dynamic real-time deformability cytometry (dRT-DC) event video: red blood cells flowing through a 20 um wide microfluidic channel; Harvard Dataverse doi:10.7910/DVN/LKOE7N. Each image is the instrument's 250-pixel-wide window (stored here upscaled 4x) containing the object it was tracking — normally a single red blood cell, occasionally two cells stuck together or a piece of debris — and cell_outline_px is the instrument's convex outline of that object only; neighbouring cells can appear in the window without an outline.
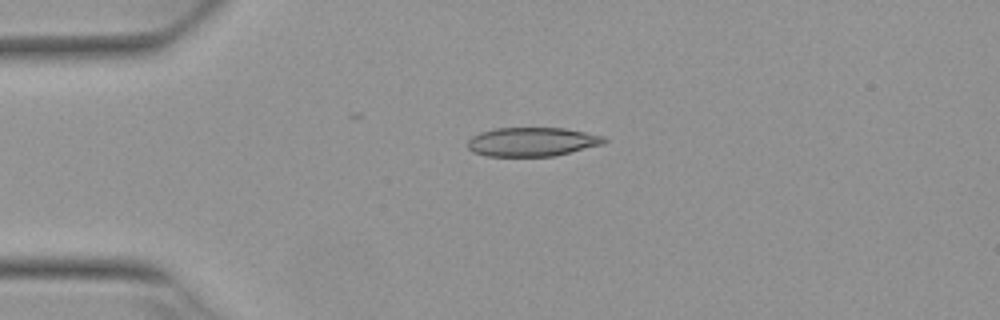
{"species": "Egyptian fruit bat (a non-hibernating species)", "species_latin": "Rousettus aegyptiacus", "temperature_condition": "warm", "stored_images_in_passage": 1, "camera_frame_rate_fps": 3000, "um_per_image_px": 0.085, "animal": {"sex": "female"}, "frame": {"image": 1, "passage_image": 1, "time_ms": 0.0, "image_size_px": [1000, 320], "cell_outline_px": [[608, 140], [604, 144], [556, 156], [484, 156], [472, 152], [468, 148], [468, 140], [472, 136], [480, 132], [496, 128], [564, 128], [604, 136]], "centroid_in_image_um": [45.23, 12.06], "position_along_channel_um": 39.8, "area_um2": 23.18}}